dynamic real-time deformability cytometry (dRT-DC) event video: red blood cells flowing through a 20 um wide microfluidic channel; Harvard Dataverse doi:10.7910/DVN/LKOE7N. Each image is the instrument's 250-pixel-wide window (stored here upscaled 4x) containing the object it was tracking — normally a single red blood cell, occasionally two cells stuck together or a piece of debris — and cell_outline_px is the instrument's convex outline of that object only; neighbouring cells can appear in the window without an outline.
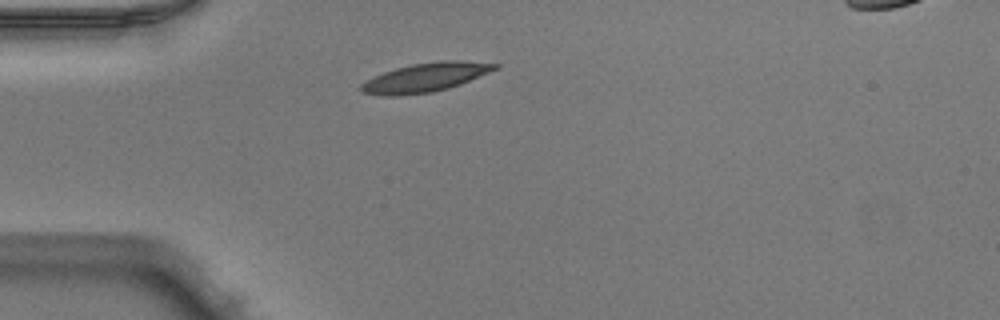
{"species": "Egyptian fruit bat (a non-hibernating species)", "species_latin": "Rousettus aegyptiacus", "temperature_condition": "warm", "stored_images_in_passage": 39, "camera_frame_rate_fps": 3000, "um_per_image_px": 0.085, "animal": {"sex": "male"}, "frame": {"image": 1, "passage_image": 1, "time_ms": 0.0, "image_size_px": [1000, 320], "cell_outline_px": [[500, 68], [460, 84], [448, 88], [432, 92], [400, 96], [384, 96], [360, 92], [360, 84], [364, 80], [384, 72], [396, 68], [412, 64], [440, 60], [460, 60], [500, 64]], "centroid_in_image_um": [36.14, 6.58], "position_along_channel_um": 48.9, "area_um2": 22.77}}
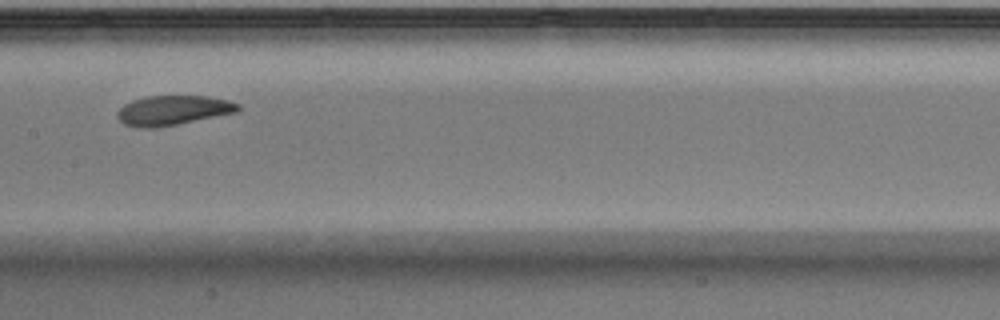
{"frame": {"image": 2, "passage_image": 13, "time_ms": 4.0, "image_size_px": [1000, 320], "cell_outline_px": [[240, 108], [236, 112], [156, 128], [140, 128], [124, 124], [116, 116], [116, 112], [124, 104], [132, 100], [144, 96], [208, 96], [228, 100], [240, 104]], "centroid_in_image_um": [14.66, 9.37], "position_along_channel_um": 192.7, "area_um2": 20.81}}
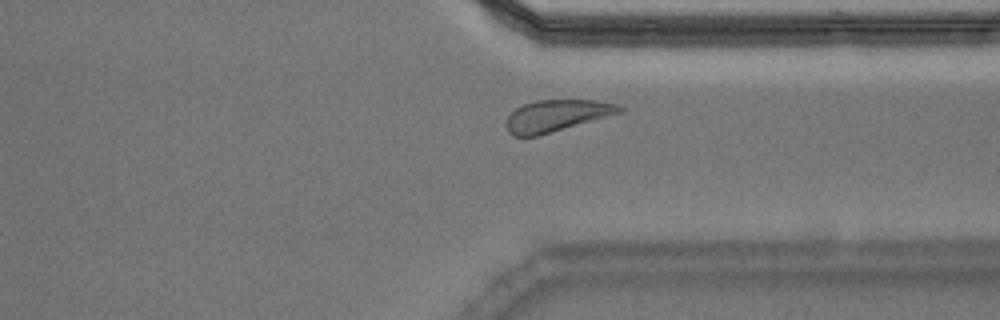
{"frame": {"image": 3, "passage_image": 26, "time_ms": 8.333, "image_size_px": [1000, 320], "cell_outline_px": [[624, 112], [536, 136], [512, 136], [508, 132], [504, 124], [508, 116], [516, 108], [524, 104], [536, 100], [596, 100], [616, 104], [624, 108]], "centroid_in_image_um": [47.29, 9.83], "position_along_channel_um": 364.1, "area_um2": 20.87}}